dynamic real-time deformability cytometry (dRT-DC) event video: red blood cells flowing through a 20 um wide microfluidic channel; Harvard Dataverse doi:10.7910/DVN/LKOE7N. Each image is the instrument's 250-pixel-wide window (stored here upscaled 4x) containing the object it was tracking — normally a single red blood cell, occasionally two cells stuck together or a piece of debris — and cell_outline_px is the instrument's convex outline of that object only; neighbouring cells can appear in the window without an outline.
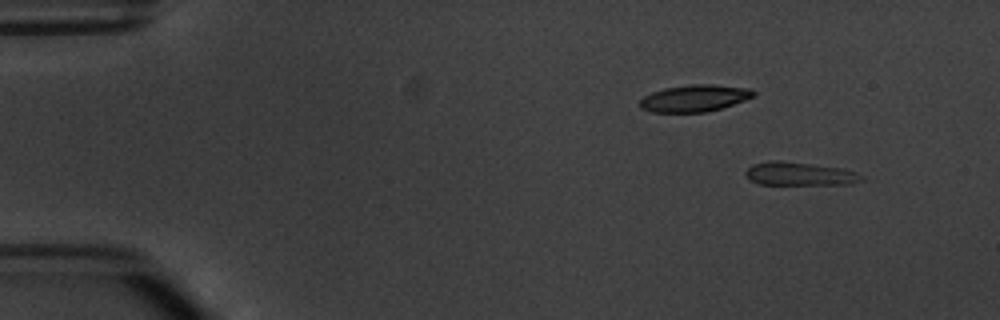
{"species": "common noctule bat (a hibernating species)", "species_latin": "Nyctalus noctula", "temperature_condition": "warm", "stored_images_in_passage": 5, "camera_frame_rate_fps": 3000, "um_per_image_px": 0.085, "animal": {"sex": "male", "body_mass_g": 20.1, "forearm_length_mm": 53.5}, "frame": {"image": 1, "passage_image": 1, "time_ms": 0.0, "image_size_px": [1000, 320], "cell_outline_px": [[864, 180], [852, 184], [760, 184], [752, 180], [744, 172], [752, 164], [768, 160], [780, 160], [844, 168], [856, 172], [864, 176]], "centroid_in_image_um": [68.01, 14.76], "position_along_channel_um": 17.0, "area_um2": 15.84}}
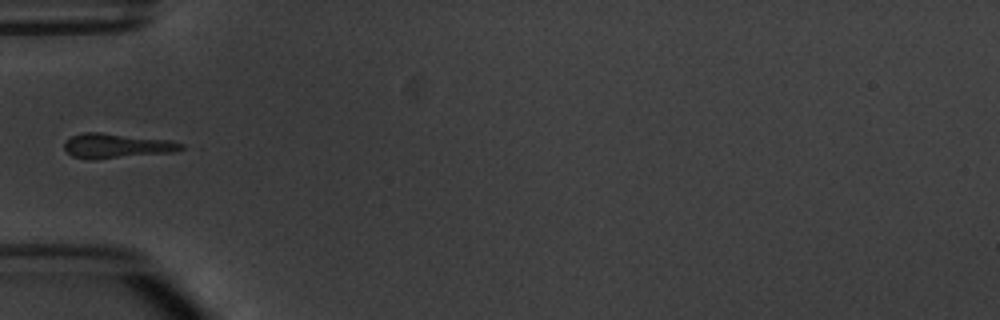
{"frame": {"image": 2, "passage_image": 4, "time_ms": 4.333, "image_size_px": [1000, 320], "cell_outline_px": [[184, 148], [176, 152], [92, 160], [72, 156], [64, 148], [64, 144], [72, 136], [84, 132], [100, 132], [172, 140], [184, 144]], "centroid_in_image_um": [9.97, 12.4], "position_along_channel_um": 75.0, "area_um2": 16.94}}